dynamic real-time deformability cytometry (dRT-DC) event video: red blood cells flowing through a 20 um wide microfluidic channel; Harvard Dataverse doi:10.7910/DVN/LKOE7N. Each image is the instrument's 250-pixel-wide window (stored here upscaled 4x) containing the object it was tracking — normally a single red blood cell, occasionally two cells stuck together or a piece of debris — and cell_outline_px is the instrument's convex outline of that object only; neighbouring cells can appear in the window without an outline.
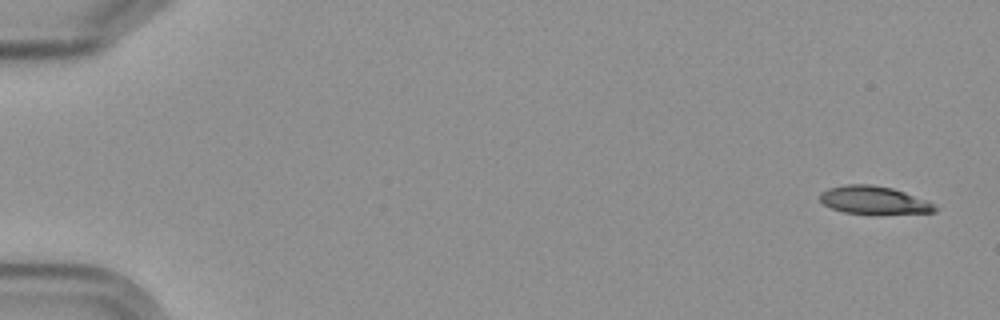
{"species": "Egyptian fruit bat (a non-hibernating species)", "species_latin": "Rousettus aegyptiacus", "temperature_condition": "cold", "stored_images_in_passage": 6, "camera_frame_rate_fps": 3000, "um_per_image_px": 0.085, "frame": {"image": 1, "passage_image": 1, "time_ms": 0.0, "image_size_px": [1000, 320], "cell_outline_px": [[936, 212], [844, 212], [832, 208], [824, 204], [820, 200], [820, 192], [828, 188], [848, 184], [872, 184], [892, 188], [928, 200], [936, 208]], "centroid_in_image_um": [74.23, 16.97], "position_along_channel_um": 10.8, "area_um2": 17.98}}
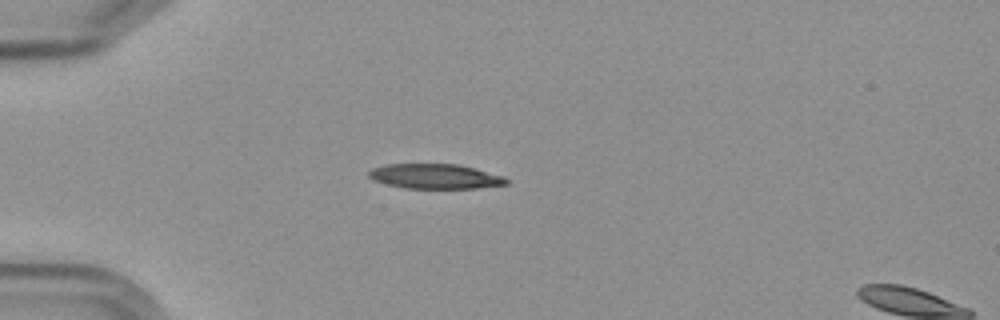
{"frame": {"image": 2, "passage_image": 5, "time_ms": 4.667, "image_size_px": [1000, 320], "cell_outline_px": [[508, 184], [476, 188], [404, 188], [372, 180], [368, 176], [368, 172], [372, 168], [388, 164], [456, 164], [476, 168], [504, 176], [508, 180]], "centroid_in_image_um": [36.99, 14.99], "position_along_channel_um": 48.0, "area_um2": 19.88}}